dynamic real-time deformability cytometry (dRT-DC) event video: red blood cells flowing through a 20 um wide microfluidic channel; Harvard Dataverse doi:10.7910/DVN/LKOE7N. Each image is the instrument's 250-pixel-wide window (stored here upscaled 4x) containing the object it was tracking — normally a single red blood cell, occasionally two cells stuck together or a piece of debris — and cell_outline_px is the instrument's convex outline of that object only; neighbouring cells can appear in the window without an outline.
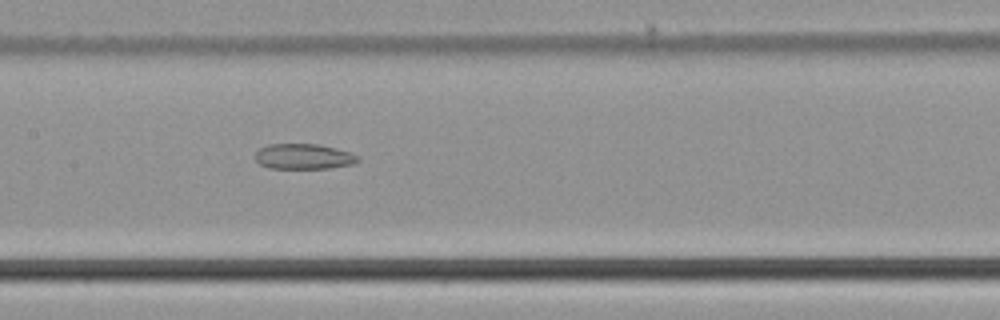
{"species": "common noctule bat (a hibernating species)", "species_latin": "Nyctalus noctula", "temperature_condition": "cold", "stored_images_in_passage": 56, "segment_of_instrument_passage": [2, 2], "camera_frame_rate_fps": 3000, "um_per_image_px": 0.085, "animal": {"sex": "male", "body_mass_g": 21.5, "forearm_length_mm": 52.0}, "frame": {"image": 1, "passage_image": 28, "time_ms": 9.0, "image_size_px": [1000, 320], "cell_outline_px": [[360, 160], [352, 164], [328, 168], [268, 168], [260, 164], [256, 160], [256, 152], [260, 148], [268, 144], [320, 144], [352, 152], [360, 156]], "centroid_in_image_um": [25.85, 13.29], "position_along_channel_um": 181.6, "area_um2": 15.26}}
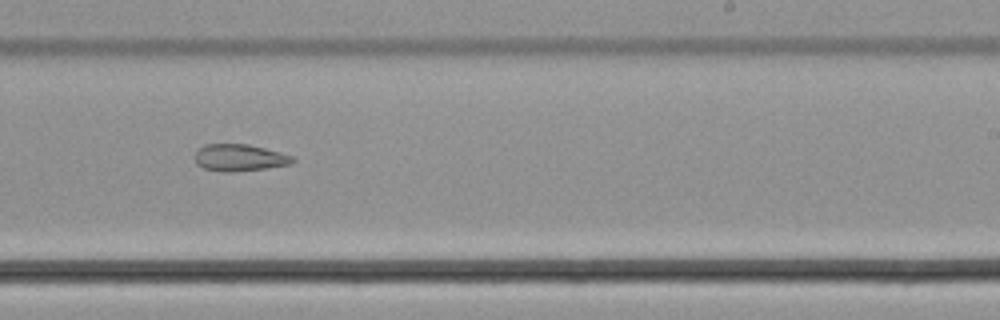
{"frame": {"image": 2, "passage_image": 35, "time_ms": 11.333, "image_size_px": [1000, 320], "cell_outline_px": [[296, 160], [292, 164], [264, 168], [232, 172], [224, 172], [204, 168], [196, 164], [196, 152], [204, 144], [248, 144], [280, 152], [292, 156]], "centroid_in_image_um": [20.37, 13.4], "position_along_channel_um": 268.6, "area_um2": 15.2}}
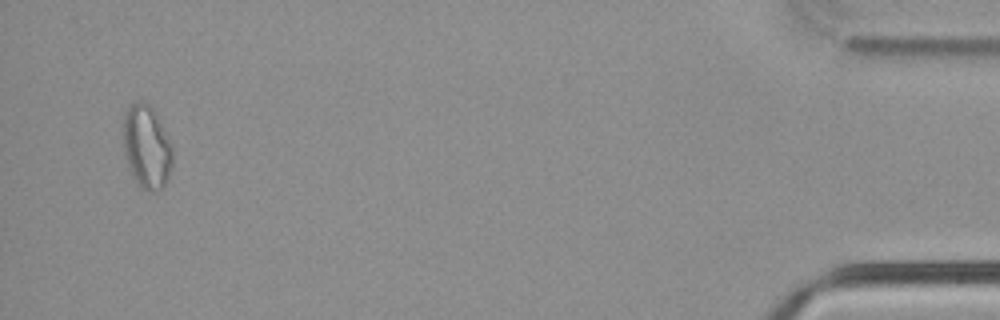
{"frame": {"image": 3, "passage_image": 54, "time_ms": 17.667, "image_size_px": [1000, 320], "cell_outline_px": [[172, 164], [168, 180], [156, 192], [140, 192], [128, 168], [124, 148], [124, 112], [128, 104], [136, 100], [144, 100], [152, 104], [172, 144]], "centroid_in_image_um": [12.46, 12.47], "position_along_channel_um": 422.7, "area_um2": 24.85}}